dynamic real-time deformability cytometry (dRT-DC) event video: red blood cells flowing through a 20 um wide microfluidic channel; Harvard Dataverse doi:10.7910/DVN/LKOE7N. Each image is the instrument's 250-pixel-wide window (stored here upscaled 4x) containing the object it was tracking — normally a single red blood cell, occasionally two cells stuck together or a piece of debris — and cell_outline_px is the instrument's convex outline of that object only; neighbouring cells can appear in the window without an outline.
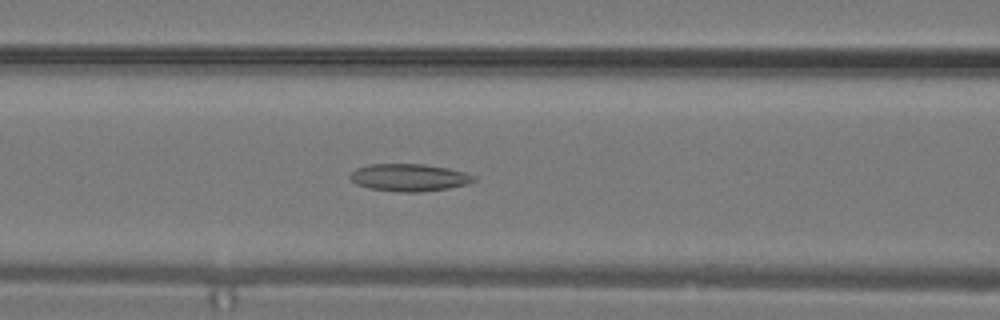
{"species": "common noctule bat (a hibernating species)", "species_latin": "Nyctalus noctula", "temperature_condition": "warm", "stored_images_in_passage": 13, "camera_frame_rate_fps": 3000, "um_per_image_px": 0.085, "animal": {"sex": "male", "body_mass_g": 19.2, "forearm_length_mm": 51.8}, "frame": {"image": 1, "passage_image": 11, "time_ms": 3.333, "image_size_px": [1000, 320], "cell_outline_px": [[476, 180], [468, 184], [448, 188], [420, 192], [396, 192], [368, 188], [356, 184], [348, 176], [356, 168], [368, 164], [424, 164], [448, 168], [464, 172], [476, 176]], "centroid_in_image_um": [34.77, 15.09], "position_along_channel_um": 131.8, "area_um2": 19.88}}
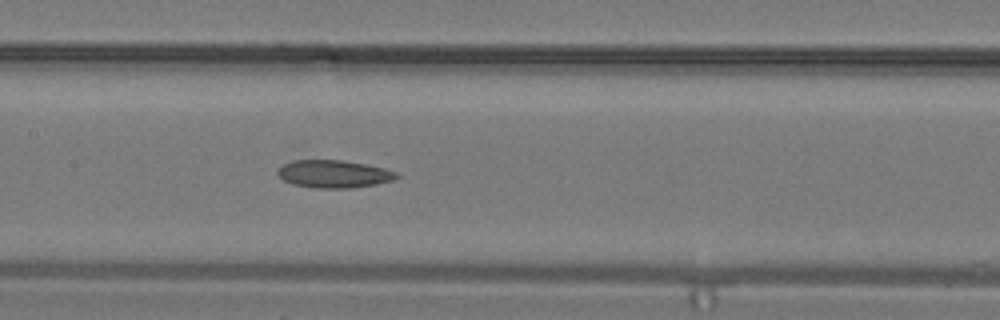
{"frame": {"image": 2, "passage_image": 13, "time_ms": 4.0, "image_size_px": [1000, 320], "cell_outline_px": [[400, 176], [392, 180], [376, 184], [352, 188], [316, 188], [296, 184], [284, 180], [276, 172], [284, 164], [292, 160], [344, 160], [384, 168], [396, 172]], "centroid_in_image_um": [28.39, 14.78], "position_along_channel_um": 179.0, "area_um2": 18.96}}